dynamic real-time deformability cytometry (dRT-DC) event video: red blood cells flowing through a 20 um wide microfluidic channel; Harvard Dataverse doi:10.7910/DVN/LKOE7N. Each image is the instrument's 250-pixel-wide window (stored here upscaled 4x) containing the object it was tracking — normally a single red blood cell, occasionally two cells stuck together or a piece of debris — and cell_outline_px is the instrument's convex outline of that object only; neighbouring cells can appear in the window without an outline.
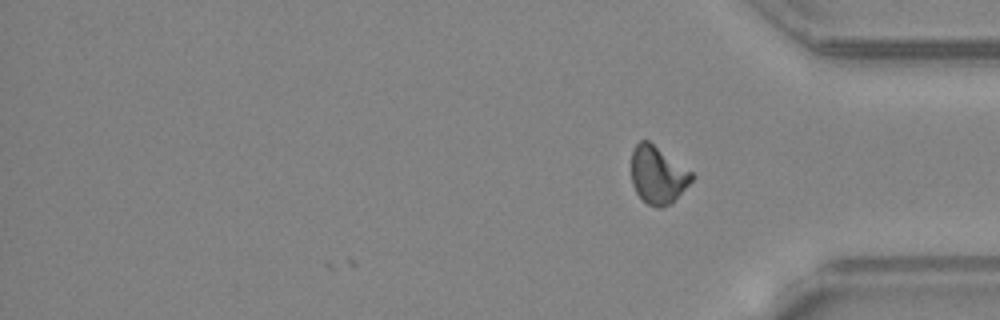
{"species": "common noctule bat (a hibernating species)", "species_latin": "Nyctalus noctula", "temperature_condition": "warm", "stored_images_in_passage": 27, "camera_frame_rate_fps": 3000, "um_per_image_px": 0.085, "animal": {"sex": "female", "body_mass_g": 24.6, "forearm_length_mm": 56.2}, "frame": {"image": 1, "passage_image": 27, "time_ms": 8.667, "image_size_px": [1000, 320], "cell_outline_px": [[696, 176], [668, 204], [660, 208], [656, 208], [648, 204], [636, 192], [632, 184], [632, 148], [640, 140], [648, 140], [692, 172]], "centroid_in_image_um": [55.88, 14.84], "position_along_channel_um": 379.3, "area_um2": 19.83}, "authors_computed_cell_mechanics": {"area_um2": 19.9988, "velocity_mm_per_s": 4.3912, "shape_relaxation_time_tau1_ms": null, "shape_relaxation_time_tau2_ms": 2.4334, "deformation_change_tau1": null, "deformation_change_tau2": 0.0828}}